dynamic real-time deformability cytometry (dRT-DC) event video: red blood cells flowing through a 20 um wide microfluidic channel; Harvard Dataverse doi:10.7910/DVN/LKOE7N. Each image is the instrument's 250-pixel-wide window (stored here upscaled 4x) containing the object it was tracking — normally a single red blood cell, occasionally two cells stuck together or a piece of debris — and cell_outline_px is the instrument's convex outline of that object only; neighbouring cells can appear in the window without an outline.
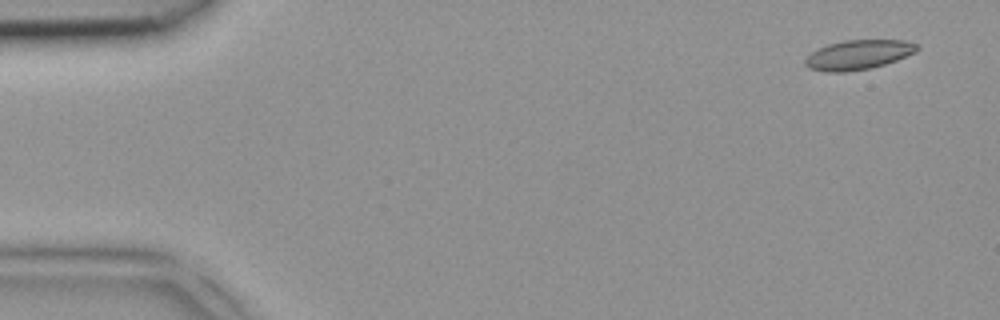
{"species": "common noctule bat (a hibernating species)", "species_latin": "Nyctalus noctula", "temperature_condition": "room temperature", "stored_images_in_passage": 4, "segment_of_instrument_passage": [2, 2], "camera_frame_rate_fps": 3000, "um_per_image_px": 0.085, "animal": {"sex": "female", "body_mass_g": 18.4}, "frame": {"image": 1, "passage_image": 4, "time_ms": 1.0, "image_size_px": [1000, 320], "cell_outline_px": [[920, 48], [916, 52], [896, 60], [884, 64], [868, 68], [844, 72], [824, 72], [808, 68], [804, 64], [804, 60], [812, 52], [828, 44], [844, 40], [904, 40], [916, 44]], "centroid_in_image_um": [72.94, 4.65], "position_along_channel_um": 12.1, "area_um2": 19.13}}